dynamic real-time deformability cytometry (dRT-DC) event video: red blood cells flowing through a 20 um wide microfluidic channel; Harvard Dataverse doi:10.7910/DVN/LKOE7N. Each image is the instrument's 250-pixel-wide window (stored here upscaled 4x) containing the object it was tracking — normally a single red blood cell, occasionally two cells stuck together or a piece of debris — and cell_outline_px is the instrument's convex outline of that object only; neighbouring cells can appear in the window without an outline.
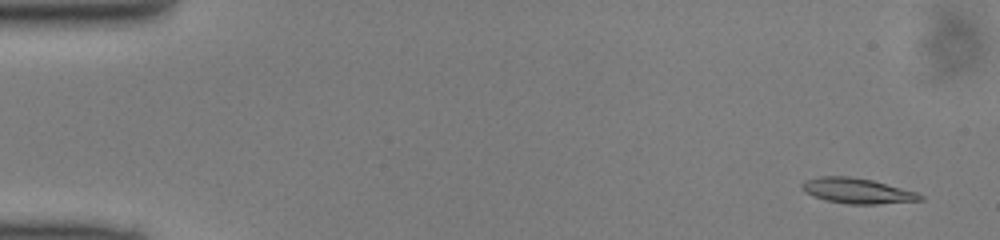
{"species": "common noctule bat (a hibernating species)", "species_latin": "Nyctalus noctula", "temperature_condition": "cold", "stored_images_in_passage": 9, "camera_frame_rate_fps": 3000, "um_per_image_px": 0.085, "animal": {"sex": "male", "body_mass_g": 13.0, "forearm_length_mm": 53.1}, "frame": {"image": 1, "passage_image": 1, "time_ms": 0.0, "image_size_px": [1000, 240], "cell_outline_px": [[924, 200], [876, 204], [848, 204], [828, 200], [804, 192], [800, 188], [800, 184], [804, 180], [820, 176], [848, 176], [872, 180], [916, 192], [924, 196]], "centroid_in_image_um": [72.84, 16.21], "position_along_channel_um": 12.2, "area_um2": 17.34}}